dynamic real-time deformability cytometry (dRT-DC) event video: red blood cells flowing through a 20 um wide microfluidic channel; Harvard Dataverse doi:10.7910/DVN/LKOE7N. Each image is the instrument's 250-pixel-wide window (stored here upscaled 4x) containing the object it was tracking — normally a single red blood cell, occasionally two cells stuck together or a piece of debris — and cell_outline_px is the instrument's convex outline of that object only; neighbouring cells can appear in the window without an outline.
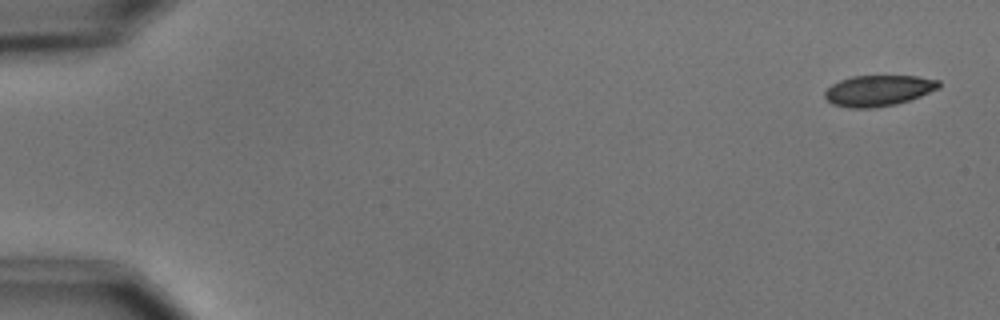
{"species": "common noctule bat (a hibernating species)", "species_latin": "Nyctalus noctula", "temperature_condition": "cold", "stored_images_in_passage": 3, "camera_frame_rate_fps": 3000, "um_per_image_px": 0.085, "animal": {"sex": "male", "body_mass_g": 15.6}, "frame": {"image": 1, "passage_image": 1, "time_ms": 0.0, "image_size_px": [1000, 320], "cell_outline_px": [[940, 88], [920, 96], [896, 104], [872, 108], [848, 108], [832, 104], [824, 96], [824, 92], [832, 84], [840, 80], [852, 76], [916, 76], [940, 80]], "centroid_in_image_um": [74.66, 7.7], "position_along_channel_um": 10.3, "area_um2": 20.52}}